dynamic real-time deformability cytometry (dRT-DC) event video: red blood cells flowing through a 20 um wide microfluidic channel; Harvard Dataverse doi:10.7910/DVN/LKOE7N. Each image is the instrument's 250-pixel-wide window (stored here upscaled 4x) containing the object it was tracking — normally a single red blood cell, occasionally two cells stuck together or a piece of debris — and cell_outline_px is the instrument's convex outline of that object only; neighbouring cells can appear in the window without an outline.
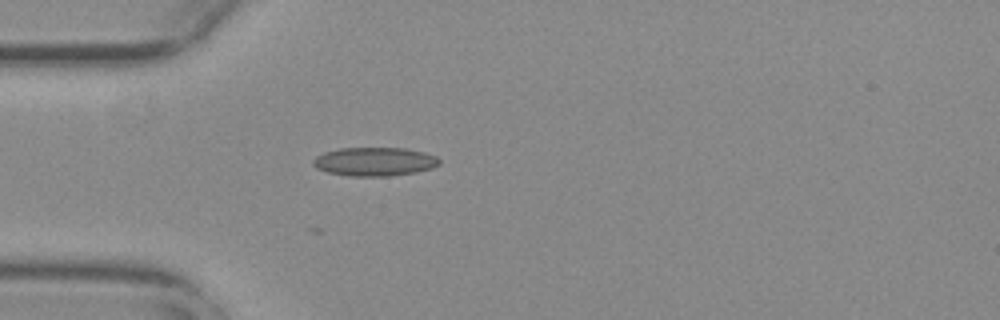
{"species": "common noctule bat (a hibernating species)", "species_latin": "Nyctalus noctula", "temperature_condition": "warm", "stored_images_in_passage": 40, "camera_frame_rate_fps": 3000, "um_per_image_px": 0.085, "animal": {"sex": "female", "body_mass_g": 29.2, "forearm_length_mm": 56.3}, "frame": {"image": 1, "passage_image": 1, "time_ms": 0.0, "image_size_px": [1000, 320], "cell_outline_px": [[440, 164], [432, 168], [416, 172], [388, 176], [348, 176], [328, 172], [316, 168], [312, 164], [312, 160], [316, 156], [324, 152], [340, 148], [404, 148], [424, 152], [436, 156], [440, 160]], "centroid_in_image_um": [31.83, 13.74], "position_along_channel_um": 53.2, "area_um2": 21.15}}
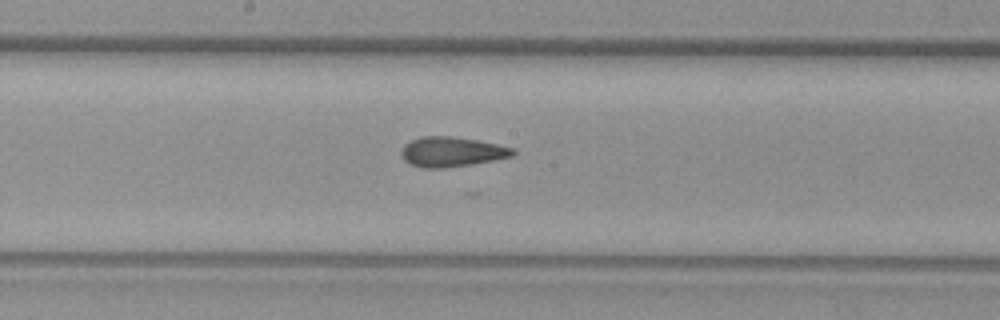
{"frame": {"image": 2, "passage_image": 14, "time_ms": 4.333, "image_size_px": [1000, 320], "cell_outline_px": [[516, 152], [512, 156], [472, 164], [444, 168], [420, 168], [408, 164], [404, 160], [400, 152], [404, 144], [412, 140], [424, 136], [448, 136], [476, 140], [516, 148]], "centroid_in_image_um": [38.36, 12.91], "position_along_channel_um": 209.8, "area_um2": 19.42}}
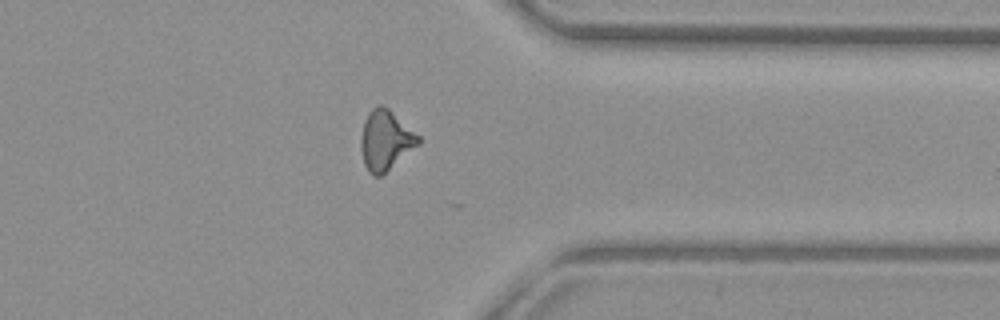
{"frame": {"image": 3, "passage_image": 28, "time_ms": 9.0, "image_size_px": [1000, 320], "cell_outline_px": [[420, 144], [380, 176], [372, 176], [368, 172], [364, 164], [360, 148], [360, 140], [364, 120], [368, 112], [372, 108], [380, 104], [388, 108], [420, 136]], "centroid_in_image_um": [32.75, 11.92], "position_along_channel_um": 378.6, "area_um2": 20.06}, "authors_computed_cell_mechanics": {"area_um2": 19.1607, "velocity_mm_per_s": 3.7836, "shape_relaxation_time_tau1_ms": null, "shape_relaxation_time_tau2_ms": 1.3409, "deformation_change_tau1": null, "deformation_change_tau2": 0.0953}}